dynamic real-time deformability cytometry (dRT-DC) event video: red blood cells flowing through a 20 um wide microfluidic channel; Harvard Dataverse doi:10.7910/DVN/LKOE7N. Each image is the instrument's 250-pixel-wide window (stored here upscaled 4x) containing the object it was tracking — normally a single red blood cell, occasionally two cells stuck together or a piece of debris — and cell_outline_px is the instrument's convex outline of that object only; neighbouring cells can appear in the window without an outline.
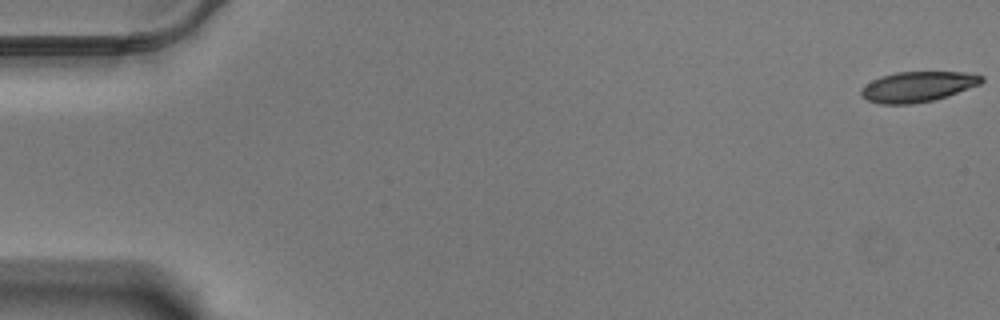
{"species": "Egyptian fruit bat (a non-hibernating species)", "species_latin": "Rousettus aegyptiacus", "temperature_condition": "warm", "stored_images_in_passage": 59, "camera_frame_rate_fps": 3000, "um_per_image_px": 0.085, "animal": {"sex": "male"}, "frame": {"image": 1, "passage_image": 1, "time_ms": 0.0, "image_size_px": [1000, 320], "cell_outline_px": [[984, 80], [980, 84], [948, 96], [932, 100], [912, 104], [880, 104], [868, 100], [860, 96], [860, 88], [872, 80], [880, 76], [896, 72], [976, 72], [984, 76]], "centroid_in_image_um": [78.02, 7.36], "position_along_channel_um": 7.0, "area_um2": 21.56}}
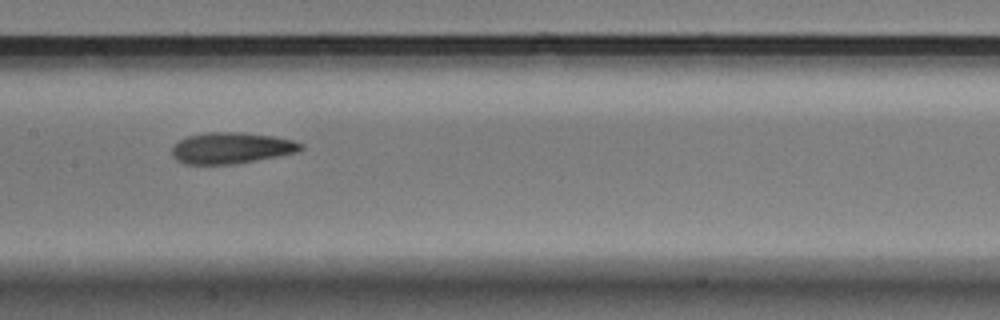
{"frame": {"image": 2, "passage_image": 30, "time_ms": 9.667, "image_size_px": [1000, 320], "cell_outline_px": [[304, 148], [300, 152], [236, 164], [184, 164], [176, 160], [172, 156], [172, 148], [180, 140], [188, 136], [204, 132], [240, 132], [272, 136], [292, 140], [304, 144]], "centroid_in_image_um": [19.69, 12.58], "position_along_channel_um": 187.7, "area_um2": 23.58}}
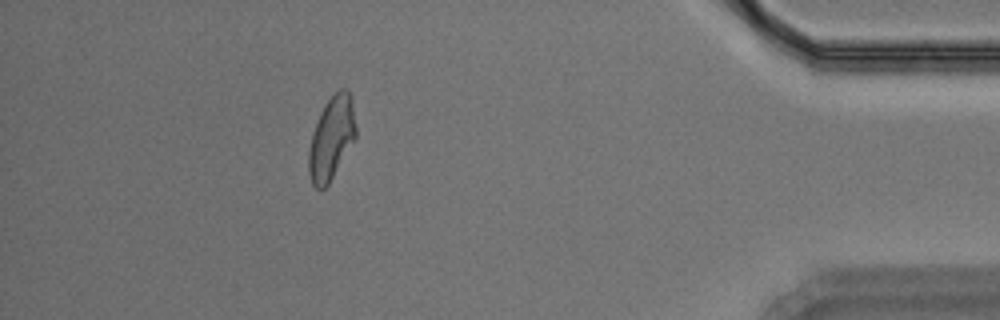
{"frame": {"image": 3, "passage_image": 53, "time_ms": 17.333, "image_size_px": [1000, 320], "cell_outline_px": [[356, 136], [328, 184], [324, 188], [316, 188], [312, 184], [308, 172], [308, 152], [312, 132], [320, 112], [324, 104], [340, 88], [348, 88], [352, 96], [356, 128]], "centroid_in_image_um": [28.17, 11.7], "position_along_channel_um": 407.0, "area_um2": 22.77}, "authors_computed_cell_mechanics": {"area_um2": 23.0044, "velocity_mm_per_s": 3.4796, "shape_relaxation_time_tau1_ms": 5.1943, "shape_relaxation_time_tau2_ms": 2.4583, "deformation_change_tau1": 0.185, "deformation_change_tau2": 0.1006}}